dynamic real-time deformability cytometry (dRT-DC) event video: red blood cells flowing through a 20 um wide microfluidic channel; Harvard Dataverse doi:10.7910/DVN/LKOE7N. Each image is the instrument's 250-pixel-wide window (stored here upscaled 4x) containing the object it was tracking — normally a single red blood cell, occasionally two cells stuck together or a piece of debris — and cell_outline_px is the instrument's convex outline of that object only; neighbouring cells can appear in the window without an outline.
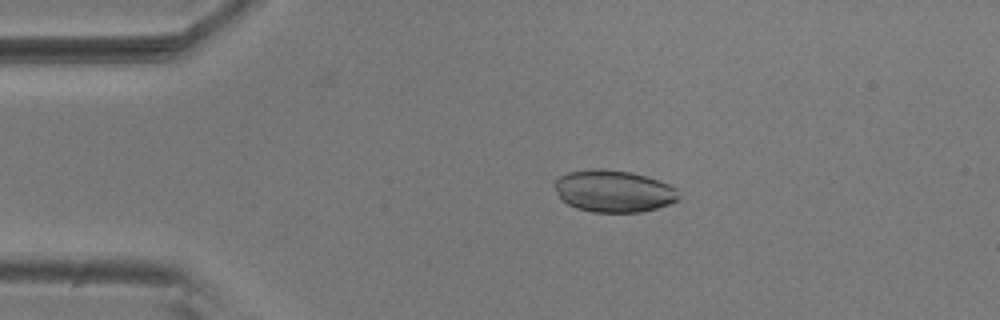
{"species": "common noctule bat (a hibernating species)", "species_latin": "Nyctalus noctula", "temperature_condition": "room temperature", "stored_images_in_passage": 54, "camera_frame_rate_fps": 3000, "um_per_image_px": 0.085, "animal": {"sex": "male", "body_mass_g": 20.5, "forearm_length_mm": 52.5}, "frame": {"image": 1, "passage_image": 11, "time_ms": 3.333, "image_size_px": [1000, 320], "cell_outline_px": [[680, 200], [656, 208], [640, 212], [592, 212], [576, 208], [568, 204], [560, 196], [556, 188], [556, 180], [560, 176], [568, 172], [592, 168], [604, 168], [632, 172], [668, 184], [676, 188], [680, 196]], "centroid_in_image_um": [52.18, 16.24], "position_along_channel_um": 32.8, "area_um2": 30.23}}
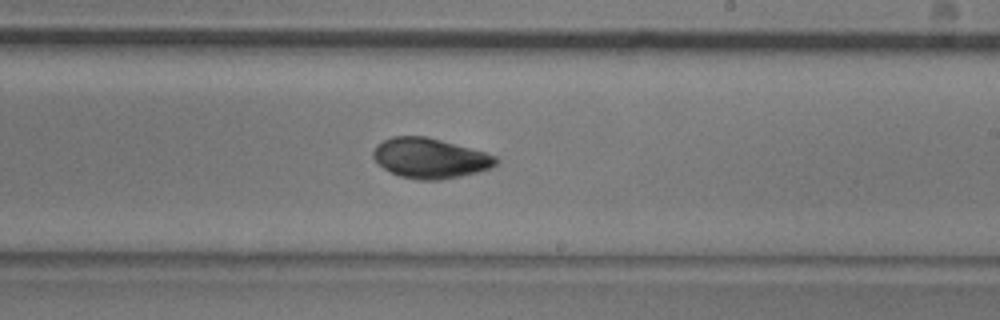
{"frame": {"image": 2, "passage_image": 32, "time_ms": 10.333, "image_size_px": [1000, 320], "cell_outline_px": [[500, 160], [492, 168], [460, 176], [440, 180], [416, 180], [400, 176], [384, 168], [372, 156], [372, 152], [376, 144], [392, 136], [428, 136], [484, 152], [496, 156]], "centroid_in_image_um": [36.55, 13.44], "position_along_channel_um": 252.4, "area_um2": 28.67}}
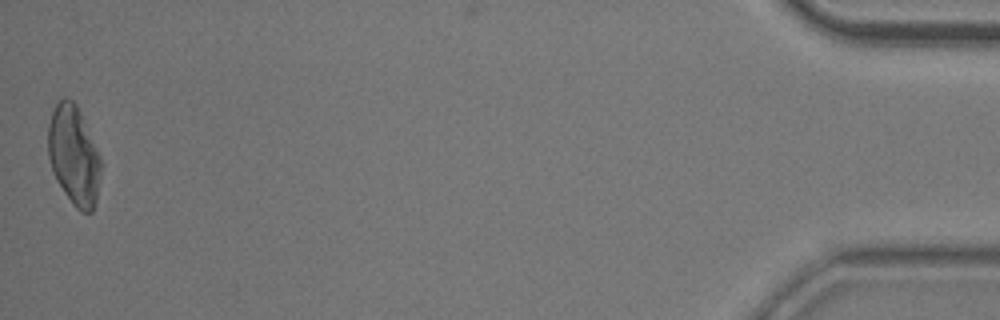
{"frame": {"image": 3, "passage_image": 54, "time_ms": 17.667, "image_size_px": [1000, 320], "cell_outline_px": [[104, 164], [96, 204], [92, 212], [80, 212], [72, 204], [56, 180], [52, 172], [48, 156], [48, 124], [52, 112], [56, 104], [64, 96], [72, 100], [76, 104], [80, 112]], "centroid_in_image_um": [6.3, 13.26], "position_along_channel_um": 428.9, "area_um2": 31.1}, "authors_computed_cell_mechanics": {"area_um2": 29.1601, "velocity_mm_per_s": 3.7025, "shape_relaxation_time_tau1_ms": 2.61, "shape_relaxation_time_tau2_ms": 3.072, "deformation_change_tau1": 0.0565, "deformation_change_tau2": 0.0565}}